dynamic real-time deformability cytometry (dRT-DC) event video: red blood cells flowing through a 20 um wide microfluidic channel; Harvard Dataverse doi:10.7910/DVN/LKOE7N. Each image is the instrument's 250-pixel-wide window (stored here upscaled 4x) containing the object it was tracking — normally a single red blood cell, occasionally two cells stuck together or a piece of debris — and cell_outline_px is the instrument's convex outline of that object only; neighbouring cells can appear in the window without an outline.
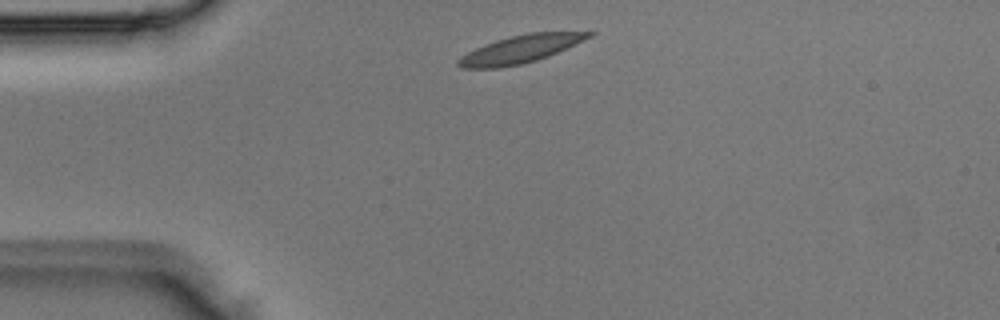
{"species": "Egyptian fruit bat (a non-hibernating species)", "species_latin": "Rousettus aegyptiacus", "temperature_condition": "room temperature", "stored_images_in_passage": 1, "camera_frame_rate_fps": 3000, "um_per_image_px": 0.085, "animal": {"sex": "male"}, "frame": {"image": 1, "passage_image": 1, "time_ms": 0.0, "image_size_px": [1000, 320], "cell_outline_px": [[596, 32], [592, 36], [548, 56], [536, 60], [520, 64], [500, 68], [460, 68], [456, 64], [456, 60], [460, 56], [484, 44], [496, 40], [528, 32]], "centroid_in_image_um": [44.17, 4.19], "position_along_channel_um": 40.8, "area_um2": 20.87}}